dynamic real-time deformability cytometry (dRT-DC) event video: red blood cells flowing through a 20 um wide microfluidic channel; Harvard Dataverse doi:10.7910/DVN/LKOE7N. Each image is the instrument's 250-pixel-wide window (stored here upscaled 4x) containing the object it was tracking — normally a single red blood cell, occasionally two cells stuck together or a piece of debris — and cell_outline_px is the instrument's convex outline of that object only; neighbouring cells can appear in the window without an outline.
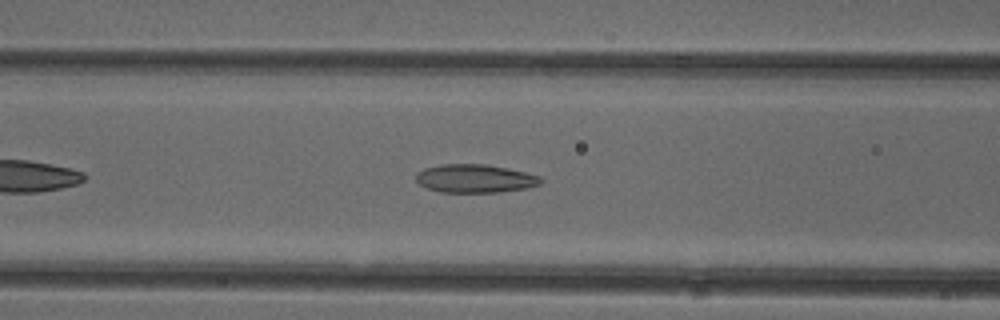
{"species": "common noctule bat (a hibernating species)", "species_latin": "Nyctalus noctula", "temperature_condition": "cold", "stored_images_in_passage": 32, "camera_frame_rate_fps": 3000, "um_per_image_px": 0.085, "animal": {"sex": "female"}, "frame": {"image": 1, "passage_image": 8, "time_ms": 2.333, "image_size_px": [1000, 320], "cell_outline_px": [[544, 180], [540, 184], [528, 188], [500, 192], [440, 192], [428, 188], [420, 184], [416, 180], [416, 172], [424, 168], [440, 164], [484, 164], [508, 168], [540, 176]], "centroid_in_image_um": [40.38, 15.17], "position_along_channel_um": 126.2, "area_um2": 20.69}}
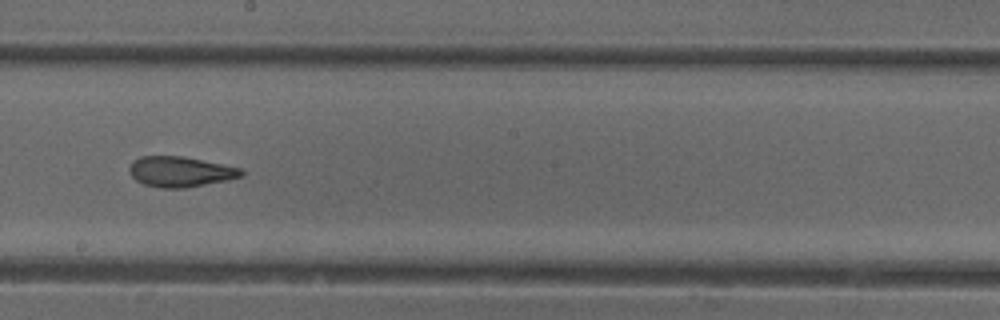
{"frame": {"image": 2, "passage_image": 16, "time_ms": 5.0, "image_size_px": [1000, 320], "cell_outline_px": [[244, 176], [228, 180], [184, 188], [160, 188], [144, 184], [136, 180], [132, 176], [128, 168], [132, 160], [140, 156], [184, 156], [240, 168], [244, 172]], "centroid_in_image_um": [15.31, 14.59], "position_along_channel_um": 232.9, "area_um2": 19.88}}
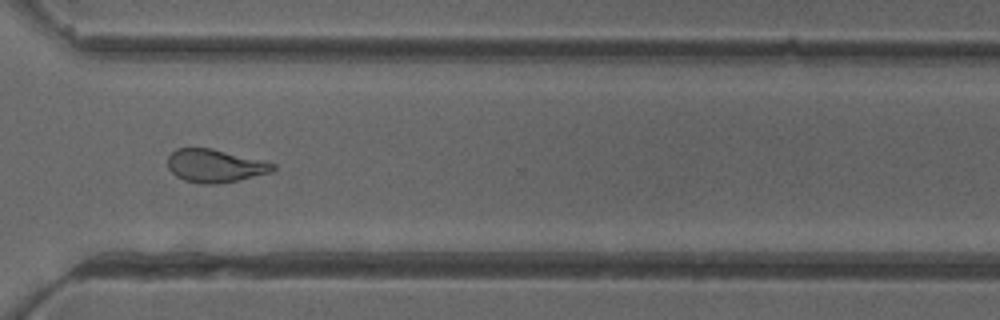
{"frame": {"image": 3, "passage_image": 25, "time_ms": 8.0, "image_size_px": [1000, 320], "cell_outline_px": [[276, 168], [272, 172], [240, 180], [216, 184], [200, 184], [184, 180], [176, 176], [168, 168], [168, 156], [176, 148], [212, 148], [276, 164]], "centroid_in_image_um": [18.27, 14.1], "position_along_channel_um": 352.3, "area_um2": 20.29}, "authors_computed_cell_mechanics": {"area_um2": 20.0277, "velocity_mm_per_s": 3.9838, "shape_relaxation_time_tau1_ms": null, "shape_relaxation_time_tau2_ms": 1.7228, "deformation_change_tau1": null, "deformation_change_tau2": 0.0891}}